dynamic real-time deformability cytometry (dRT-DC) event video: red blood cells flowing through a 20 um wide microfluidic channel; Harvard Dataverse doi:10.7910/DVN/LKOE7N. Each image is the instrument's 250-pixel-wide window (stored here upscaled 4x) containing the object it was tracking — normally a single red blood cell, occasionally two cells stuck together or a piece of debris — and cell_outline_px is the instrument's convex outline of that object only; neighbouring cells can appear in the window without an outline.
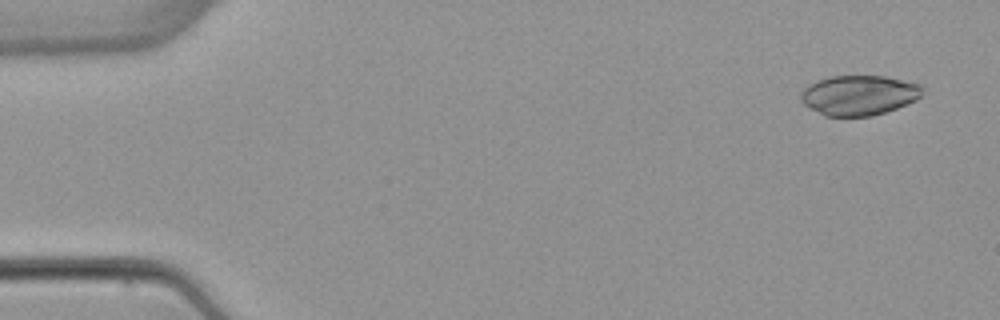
{"species": "common noctule bat (a hibernating species)", "species_latin": "Nyctalus noctula", "temperature_condition": "warm", "stored_images_in_passage": 4, "camera_frame_rate_fps": 3000, "um_per_image_px": 0.085, "animal": {"sex": "female", "body_mass_g": 22.7, "forearm_length_mm": 54.2}, "frame": {"image": 1, "passage_image": 1, "time_ms": 0.0, "image_size_px": [1000, 320], "cell_outline_px": [[924, 96], [916, 100], [896, 108], [872, 116], [824, 116], [804, 104], [800, 100], [800, 92], [808, 84], [816, 80], [832, 76], [884, 76], [920, 84], [924, 88]], "centroid_in_image_um": [73.01, 8.09], "position_along_channel_um": 12.0, "area_um2": 28.5}}
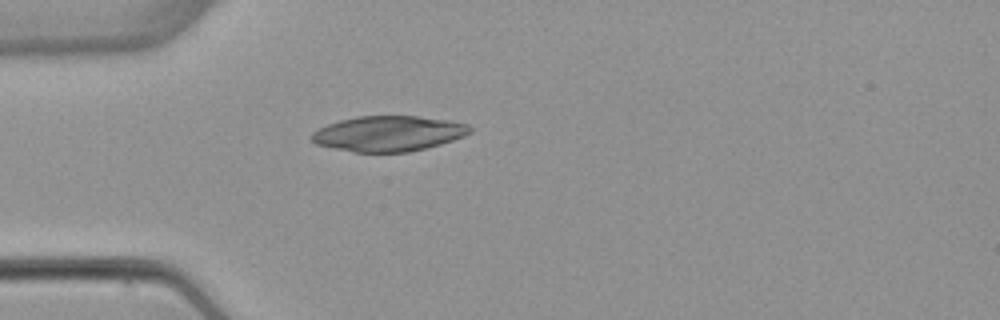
{"frame": {"image": 2, "passage_image": 4, "time_ms": 4.0, "image_size_px": [1000, 320], "cell_outline_px": [[472, 132], [464, 136], [440, 144], [408, 152], [352, 152], [332, 148], [316, 144], [312, 140], [312, 132], [328, 124], [340, 120], [356, 116], [416, 116], [452, 120], [468, 124], [472, 128]], "centroid_in_image_um": [33.04, 11.35], "position_along_channel_um": 52.0, "area_um2": 32.66}}